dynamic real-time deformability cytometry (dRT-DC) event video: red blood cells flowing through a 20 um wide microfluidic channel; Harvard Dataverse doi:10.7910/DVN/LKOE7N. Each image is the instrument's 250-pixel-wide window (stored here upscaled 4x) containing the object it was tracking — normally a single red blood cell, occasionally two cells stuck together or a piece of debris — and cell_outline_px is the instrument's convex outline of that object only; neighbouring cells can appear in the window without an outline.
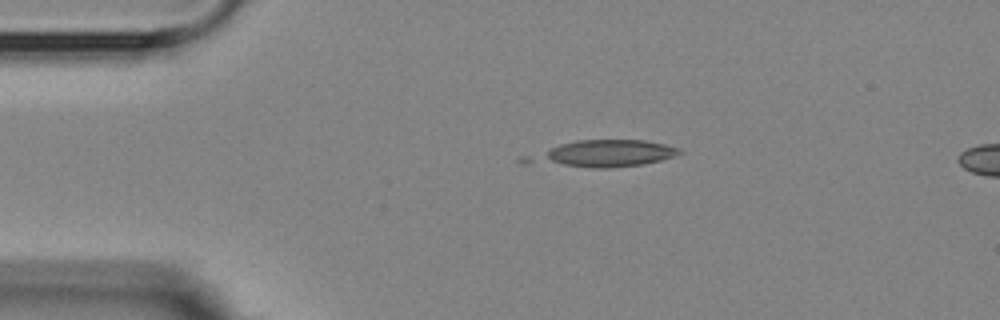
{"species": "Egyptian fruit bat (a non-hibernating species)", "species_latin": "Rousettus aegyptiacus", "temperature_condition": "room temperature", "stored_images_in_passage": 7, "camera_frame_rate_fps": 3000, "um_per_image_px": 0.085, "animal": {"sex": "female"}, "frame": {"image": 1, "passage_image": 1, "time_ms": 0.0, "image_size_px": [1000, 320], "cell_outline_px": [[684, 152], [660, 160], [644, 164], [608, 168], [592, 168], [520, 164], [516, 160], [520, 156], [560, 144], [576, 140], [644, 140], [664, 144], [680, 148]], "centroid_in_image_um": [51.04, 13.08], "position_along_channel_um": 34.0, "area_um2": 24.57}}
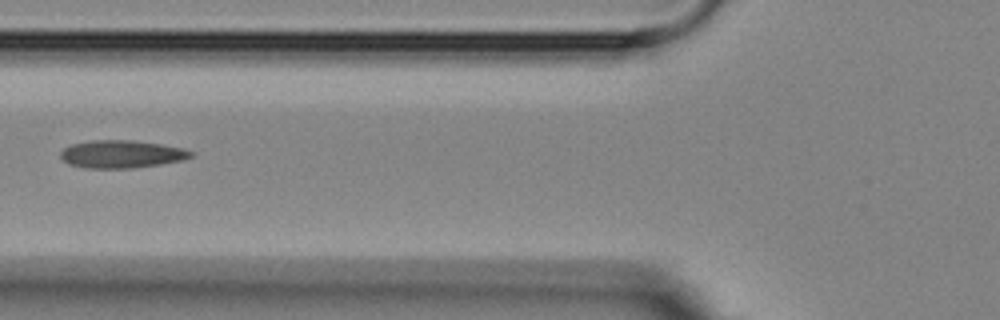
{"frame": {"image": 2, "passage_image": 4, "time_ms": 3.333, "image_size_px": [1000, 320], "cell_outline_px": [[196, 152], [192, 156], [180, 160], [160, 164], [132, 168], [84, 168], [68, 164], [60, 156], [60, 152], [64, 148], [72, 144], [92, 140], [132, 140], [160, 144], [184, 148]], "centroid_in_image_um": [10.32, 13.1], "position_along_channel_um": 115.5, "area_um2": 21.04}}
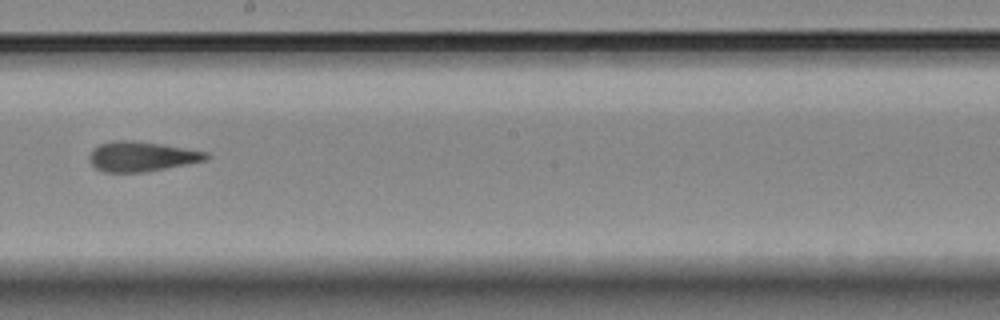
{"frame": {"image": 3, "passage_image": 7, "time_ms": 6.667, "image_size_px": [1000, 320], "cell_outline_px": [[212, 156], [204, 160], [144, 172], [104, 172], [96, 168], [88, 160], [88, 156], [92, 148], [100, 144], [112, 140], [132, 140], [164, 144], [208, 152]], "centroid_in_image_um": [11.99, 13.28], "position_along_channel_um": 236.2, "area_um2": 20.4}}